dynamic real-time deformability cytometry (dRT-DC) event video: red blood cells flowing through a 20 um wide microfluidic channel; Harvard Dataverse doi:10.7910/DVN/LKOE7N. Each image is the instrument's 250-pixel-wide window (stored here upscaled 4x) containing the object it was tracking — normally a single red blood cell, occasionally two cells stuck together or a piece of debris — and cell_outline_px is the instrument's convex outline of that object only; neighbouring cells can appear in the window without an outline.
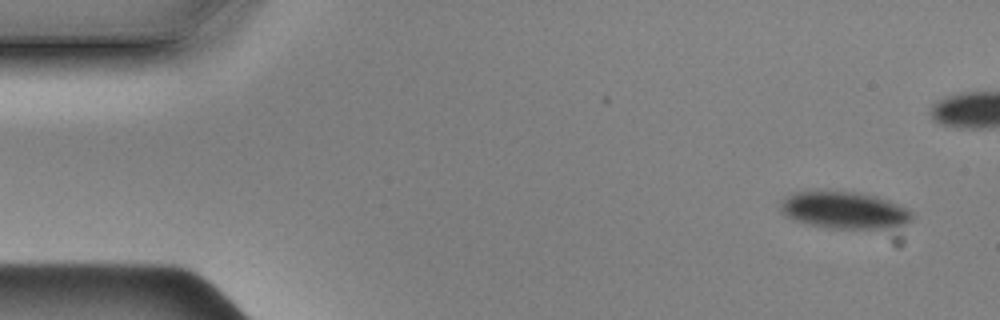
{"species": "Egyptian fruit bat (a non-hibernating species)", "species_latin": "Rousettus aegyptiacus", "temperature_condition": "cold", "stored_images_in_passage": 16, "camera_frame_rate_fps": 3000, "um_per_image_px": 0.085, "animal": {"sex": "male"}, "frame": {"image": 1, "passage_image": 3, "time_ms": 0.667, "image_size_px": [1000, 320], "cell_outline_px": [[912, 220], [908, 224], [888, 228], [824, 228], [792, 220], [784, 216], [780, 212], [780, 204], [788, 196], [796, 192], [856, 192], [876, 196], [888, 200], [908, 208], [912, 212]], "centroid_in_image_um": [71.78, 17.89], "position_along_channel_um": 13.2, "area_um2": 28.32}}